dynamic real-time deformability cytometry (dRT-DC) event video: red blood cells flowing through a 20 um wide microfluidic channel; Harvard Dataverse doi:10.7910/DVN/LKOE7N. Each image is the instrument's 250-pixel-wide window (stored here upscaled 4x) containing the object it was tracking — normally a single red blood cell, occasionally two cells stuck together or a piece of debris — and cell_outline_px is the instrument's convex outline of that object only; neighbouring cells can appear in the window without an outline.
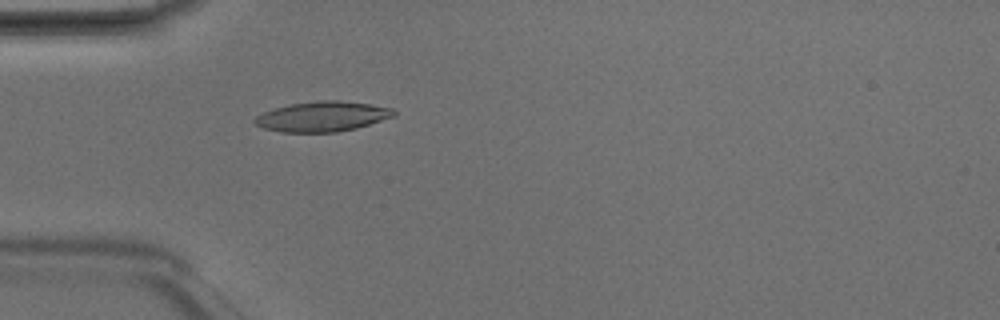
{"species": "Egyptian fruit bat (a non-hibernating species)", "species_latin": "Rousettus aegyptiacus", "temperature_condition": "room temperature", "stored_images_in_passage": 4, "camera_frame_rate_fps": 3000, "um_per_image_px": 0.085, "animal": {"sex": "male"}, "frame": {"image": 1, "passage_image": 4, "time_ms": 1.0, "image_size_px": [1000, 320], "cell_outline_px": [[396, 116], [356, 128], [336, 132], [280, 132], [264, 128], [256, 124], [252, 120], [256, 116], [264, 112], [288, 104], [324, 100], [336, 100], [372, 104], [392, 108], [396, 112]], "centroid_in_image_um": [27.42, 9.9], "position_along_channel_um": 57.6, "area_um2": 24.33}}